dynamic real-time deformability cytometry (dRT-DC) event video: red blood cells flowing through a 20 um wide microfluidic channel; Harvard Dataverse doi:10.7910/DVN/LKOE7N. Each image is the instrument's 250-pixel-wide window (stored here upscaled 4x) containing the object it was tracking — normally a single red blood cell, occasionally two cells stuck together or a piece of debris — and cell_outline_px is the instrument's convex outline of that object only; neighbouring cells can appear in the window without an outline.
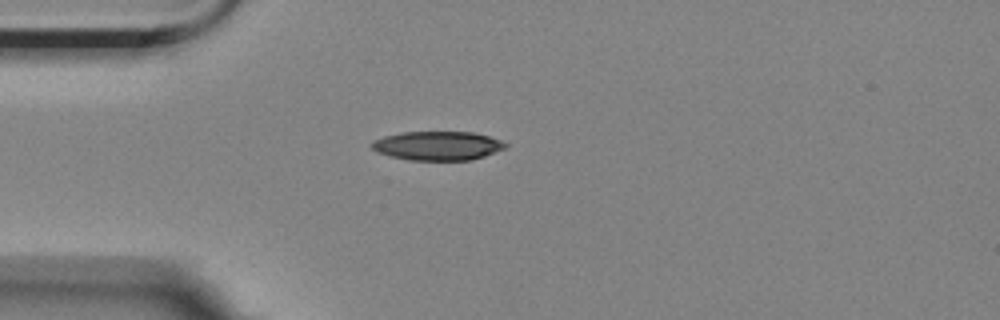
{"species": "Egyptian fruit bat (a non-hibernating species)", "species_latin": "Rousettus aegyptiacus", "temperature_condition": "room temperature", "stored_images_in_passage": 3, "camera_frame_rate_fps": 3000, "um_per_image_px": 0.085, "animal": {"sex": "female"}, "frame": {"image": 1, "passage_image": 1, "time_ms": 0.0, "image_size_px": [1000, 320], "cell_outline_px": [[508, 144], [504, 148], [484, 156], [472, 160], [408, 160], [388, 156], [376, 152], [372, 148], [372, 140], [384, 136], [404, 132], [472, 132], [488, 136], [500, 140]], "centroid_in_image_um": [37.16, 12.39], "position_along_channel_um": 47.8, "area_um2": 22.54}}
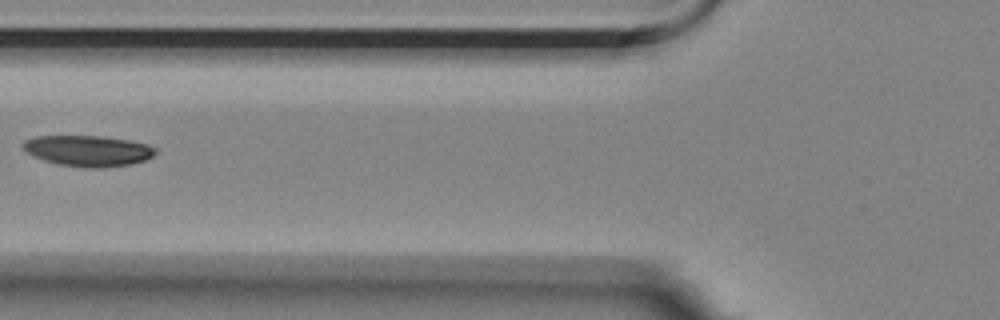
{"frame": {"image": 2, "passage_image": 3, "time_ms": 2.333, "image_size_px": [1000, 320], "cell_outline_px": [[156, 152], [152, 156], [144, 160], [128, 164], [100, 168], [88, 168], [56, 164], [44, 160], [28, 152], [20, 144], [24, 140], [32, 136], [104, 136], [128, 140], [148, 144], [156, 148]], "centroid_in_image_um": [7.46, 12.81], "position_along_channel_um": 118.3, "area_um2": 23.76}}